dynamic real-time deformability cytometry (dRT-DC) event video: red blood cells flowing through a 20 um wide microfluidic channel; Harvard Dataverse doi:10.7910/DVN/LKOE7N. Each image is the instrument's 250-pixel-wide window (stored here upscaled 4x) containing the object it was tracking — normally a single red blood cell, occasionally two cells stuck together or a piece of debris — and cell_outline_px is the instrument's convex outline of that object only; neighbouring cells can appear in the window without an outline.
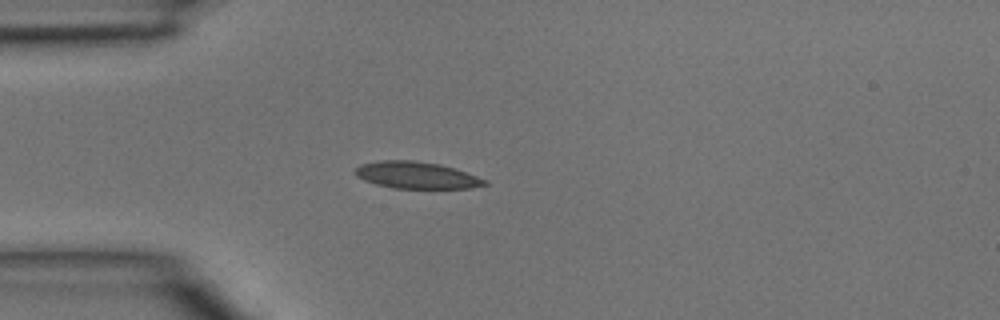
{"species": "common noctule bat (a hibernating species)", "species_latin": "Nyctalus noctula", "temperature_condition": "room temperature", "stored_images_in_passage": 3, "camera_frame_rate_fps": 3000, "um_per_image_px": 0.085, "animal": {"sex": "male", "body_mass_g": 15.6}, "frame": {"image": 1, "passage_image": 3, "time_ms": 0.667, "image_size_px": [1000, 320], "cell_outline_px": [[488, 184], [472, 188], [392, 188], [376, 184], [364, 180], [356, 176], [352, 172], [360, 164], [384, 160], [412, 160], [440, 164], [488, 180]], "centroid_in_image_um": [35.37, 14.89], "position_along_channel_um": 49.6, "area_um2": 20.17}}